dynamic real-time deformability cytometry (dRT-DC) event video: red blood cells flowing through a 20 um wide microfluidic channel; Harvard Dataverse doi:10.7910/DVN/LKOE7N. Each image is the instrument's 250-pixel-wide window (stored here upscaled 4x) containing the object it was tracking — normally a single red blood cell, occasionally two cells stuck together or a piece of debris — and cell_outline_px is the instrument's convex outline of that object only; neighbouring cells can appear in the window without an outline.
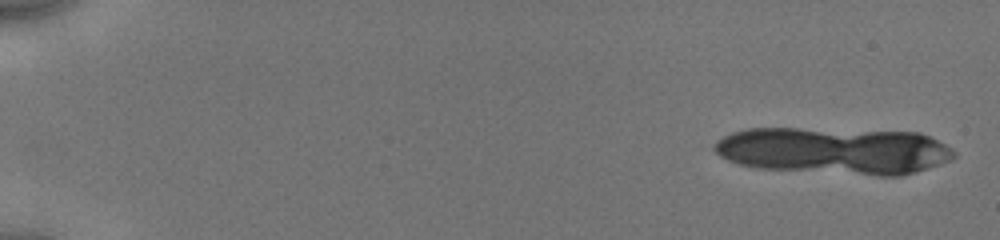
{"species": "human", "species_latin": "Homo sapiens", "temperature_condition": "cold", "stored_images_in_passage": 8, "camera_frame_rate_fps": 3000, "um_per_image_px": 0.085, "donor": {"sex": "male"}, "frame": {"image": 1, "passage_image": 1, "time_ms": 0.0, "image_size_px": [1000, 240], "cell_outline_px": [[956, 156], [952, 160], [916, 172], [900, 176], [880, 176], [760, 168], [740, 164], [728, 160], [720, 156], [712, 148], [712, 144], [716, 140], [732, 132], [748, 128], [800, 128], [920, 132], [952, 148], [956, 152]], "centroid_in_image_um": [70.91, 12.8], "position_along_channel_um": 14.1, "area_um2": 66.01}}